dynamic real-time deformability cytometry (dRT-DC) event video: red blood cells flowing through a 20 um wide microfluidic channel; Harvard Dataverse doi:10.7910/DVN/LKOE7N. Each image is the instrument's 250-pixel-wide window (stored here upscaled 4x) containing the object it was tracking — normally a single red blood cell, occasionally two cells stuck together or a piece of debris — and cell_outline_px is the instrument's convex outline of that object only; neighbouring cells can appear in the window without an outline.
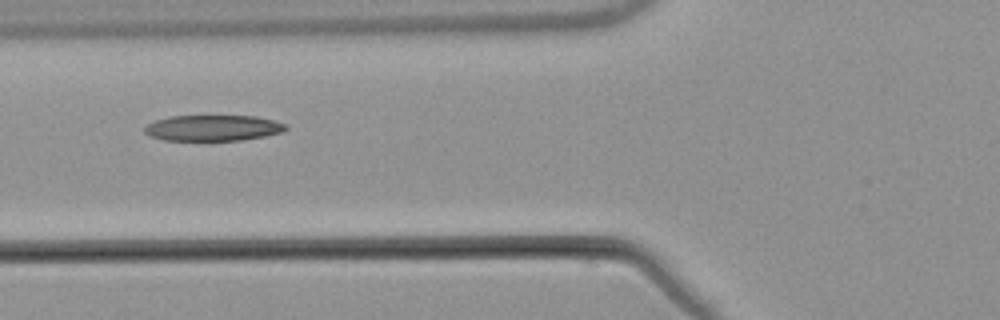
{"species": "common noctule bat (a hibernating species)", "species_latin": "Nyctalus noctula", "temperature_condition": "warm", "stored_images_in_passage": 3, "camera_frame_rate_fps": 3000, "um_per_image_px": 0.085, "animal": {"sex": "male", "body_mass_g": 21.5, "forearm_length_mm": 52.0}, "frame": {"image": 1, "passage_image": 3, "time_ms": 2.667, "image_size_px": [1000, 320], "cell_outline_px": [[288, 128], [284, 132], [264, 136], [240, 140], [164, 140], [152, 136], [144, 132], [144, 128], [148, 124], [156, 120], [172, 116], [256, 116], [288, 124]], "centroid_in_image_um": [18.15, 10.87], "position_along_channel_um": 107.7, "area_um2": 21.15}}